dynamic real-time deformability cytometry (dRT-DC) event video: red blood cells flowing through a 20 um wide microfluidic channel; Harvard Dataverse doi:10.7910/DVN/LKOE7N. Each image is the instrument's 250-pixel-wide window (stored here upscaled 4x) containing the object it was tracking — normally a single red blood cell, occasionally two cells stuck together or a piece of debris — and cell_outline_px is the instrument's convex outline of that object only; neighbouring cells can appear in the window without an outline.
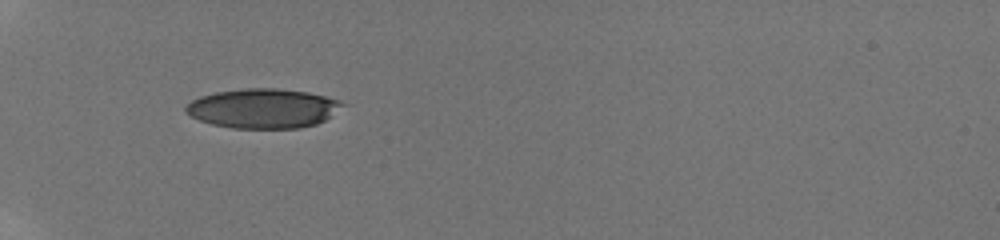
{"species": "human", "species_latin": "Homo sapiens", "temperature_condition": "room temperature", "stored_images_in_passage": 31, "camera_frame_rate_fps": 3000, "um_per_image_px": 0.085, "donor": {"sex": "male"}, "frame": {"image": 1, "passage_image": 1, "time_ms": 0.0, "image_size_px": [1000, 240], "cell_outline_px": [[348, 104], [324, 120], [316, 124], [300, 128], [232, 128], [212, 124], [200, 120], [184, 112], [184, 108], [192, 100], [200, 96], [216, 92], [244, 88], [276, 88], [308, 92], [340, 100]], "centroid_in_image_um": [22.38, 9.21], "position_along_channel_um": 62.6, "area_um2": 36.13}}
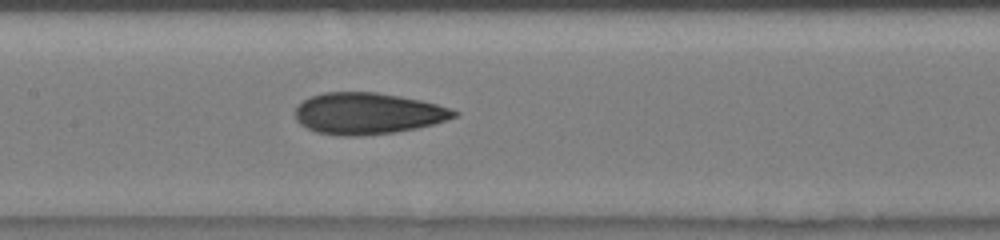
{"frame": {"image": 2, "passage_image": 14, "time_ms": 3.333, "image_size_px": [1000, 240], "cell_outline_px": [[460, 112], [456, 116], [432, 124], [416, 128], [396, 132], [360, 136], [340, 136], [316, 132], [300, 124], [296, 120], [296, 104], [312, 96], [324, 92], [376, 92], [400, 96], [420, 100], [452, 108]], "centroid_in_image_um": [31.24, 9.64], "position_along_channel_um": 176.2, "area_um2": 38.38}}
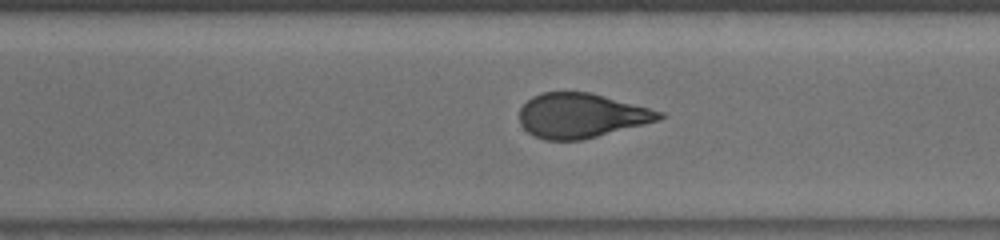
{"frame": {"image": 3, "passage_image": 28, "time_ms": 7.0, "image_size_px": [1000, 240], "cell_outline_px": [[664, 116], [660, 120], [580, 140], [544, 140], [528, 132], [520, 124], [520, 108], [532, 96], [544, 92], [588, 92], [664, 112]], "centroid_in_image_um": [49.38, 9.82], "position_along_channel_um": 321.2, "area_um2": 35.84}}